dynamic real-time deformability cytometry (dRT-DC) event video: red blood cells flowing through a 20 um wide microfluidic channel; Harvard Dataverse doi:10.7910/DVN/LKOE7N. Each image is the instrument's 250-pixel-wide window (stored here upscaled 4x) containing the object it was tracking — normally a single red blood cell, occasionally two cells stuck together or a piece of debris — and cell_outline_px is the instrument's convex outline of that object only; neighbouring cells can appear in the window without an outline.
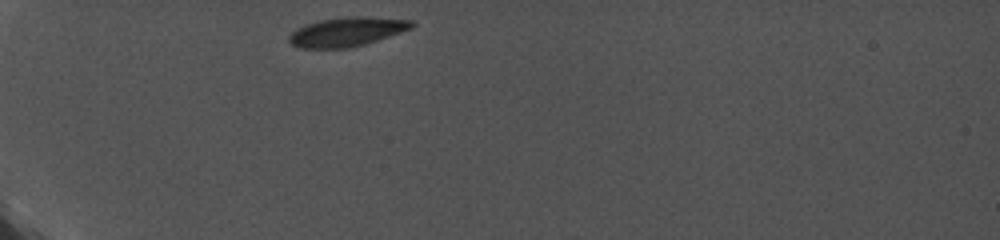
{"species": "common noctule bat (a hibernating species)", "species_latin": "Nyctalus noctula", "temperature_condition": "cold", "stored_images_in_passage": 57, "camera_frame_rate_fps": 5000, "um_per_image_px": 0.085, "animal": {"sex": "female", "body_mass_g": 19.0, "forearm_length_mm": 56.7}, "frame": {"image": 1, "passage_image": 1, "time_ms": 0.0, "image_size_px": [1000, 240], "cell_outline_px": [[416, 24], [412, 28], [364, 44], [348, 48], [296, 48], [288, 40], [288, 36], [296, 28], [304, 24], [320, 20], [348, 16], [364, 16], [412, 20]], "centroid_in_image_um": [29.45, 2.69], "position_along_channel_um": 55.6, "area_um2": 20.87}}
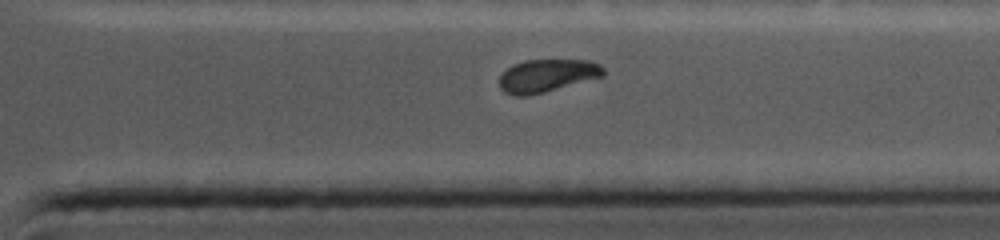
{"frame": {"image": 2, "passage_image": 46, "time_ms": 9.0, "image_size_px": [1000, 240], "cell_outline_px": [[604, 76], [544, 92], [528, 96], [516, 96], [504, 92], [500, 88], [500, 76], [512, 64], [524, 60], [588, 60], [600, 64], [604, 68]], "centroid_in_image_um": [46.5, 6.42], "position_along_channel_um": 364.9, "area_um2": 19.88}}
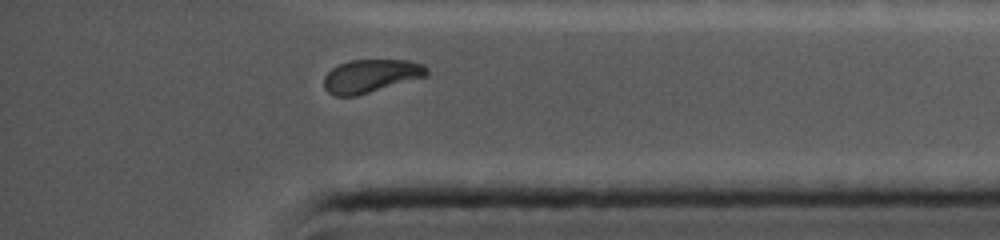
{"frame": {"image": 3, "passage_image": 51, "time_ms": 10.0, "image_size_px": [1000, 240], "cell_outline_px": [[428, 76], [356, 96], [336, 96], [328, 92], [324, 88], [324, 76], [332, 68], [340, 64], [352, 60], [408, 60], [424, 64], [428, 68]], "centroid_in_image_um": [31.55, 6.46], "position_along_channel_um": 403.7, "area_um2": 19.94}, "authors_computed_cell_mechanics": {"area_um2": 21.5016, "velocity_mm_per_s": 3.7726, "shape_relaxation_time_tau1_ms": 6.6156, "shape_relaxation_time_tau2_ms": null, "deformation_change_tau1": 0.1555, "deformation_change_tau2": null}}